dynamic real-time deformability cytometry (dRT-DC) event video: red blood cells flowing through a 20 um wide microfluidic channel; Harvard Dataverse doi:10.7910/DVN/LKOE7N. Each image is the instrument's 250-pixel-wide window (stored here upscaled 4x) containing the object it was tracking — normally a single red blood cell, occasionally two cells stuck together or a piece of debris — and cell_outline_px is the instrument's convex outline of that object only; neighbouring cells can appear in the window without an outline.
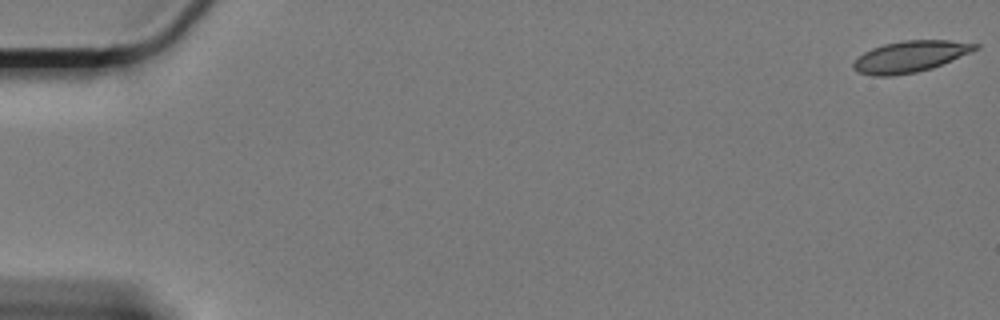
{"species": "Egyptian fruit bat (a non-hibernating species)", "species_latin": "Rousettus aegyptiacus", "temperature_condition": "cold", "stored_images_in_passage": 16, "camera_frame_rate_fps": 3000, "um_per_image_px": 0.085, "animal": {"sex": "female"}, "frame": {"image": 1, "passage_image": 1, "time_ms": 0.0, "image_size_px": [1000, 320], "cell_outline_px": [[980, 48], [932, 68], [916, 72], [892, 76], [872, 76], [860, 72], [852, 68], [852, 64], [864, 52], [872, 48], [884, 44], [904, 40], [948, 40], [980, 44]], "centroid_in_image_um": [77.36, 4.8], "position_along_channel_um": 7.6, "area_um2": 22.08}}